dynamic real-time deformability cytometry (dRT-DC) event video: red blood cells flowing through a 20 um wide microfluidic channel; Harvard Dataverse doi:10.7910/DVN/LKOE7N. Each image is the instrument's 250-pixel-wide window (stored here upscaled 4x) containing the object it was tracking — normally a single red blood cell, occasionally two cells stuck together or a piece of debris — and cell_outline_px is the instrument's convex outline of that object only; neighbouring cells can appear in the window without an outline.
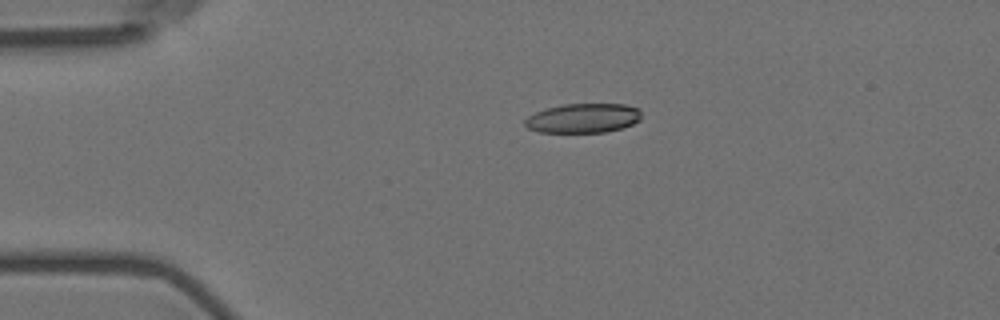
{"species": "Egyptian fruit bat (a non-hibernating species)", "species_latin": "Rousettus aegyptiacus", "temperature_condition": "room temperature", "stored_images_in_passage": 4, "camera_frame_rate_fps": 3000, "um_per_image_px": 0.085, "animal": {"sex": "female"}, "frame": {"image": 1, "passage_image": 3, "time_ms": 2.333, "image_size_px": [1000, 320], "cell_outline_px": [[640, 120], [632, 124], [620, 128], [604, 132], [540, 132], [528, 128], [524, 124], [524, 120], [528, 116], [536, 112], [548, 108], [564, 104], [624, 104], [640, 108]], "centroid_in_image_um": [49.57, 10.04], "position_along_channel_um": 35.4, "area_um2": 19.83}}